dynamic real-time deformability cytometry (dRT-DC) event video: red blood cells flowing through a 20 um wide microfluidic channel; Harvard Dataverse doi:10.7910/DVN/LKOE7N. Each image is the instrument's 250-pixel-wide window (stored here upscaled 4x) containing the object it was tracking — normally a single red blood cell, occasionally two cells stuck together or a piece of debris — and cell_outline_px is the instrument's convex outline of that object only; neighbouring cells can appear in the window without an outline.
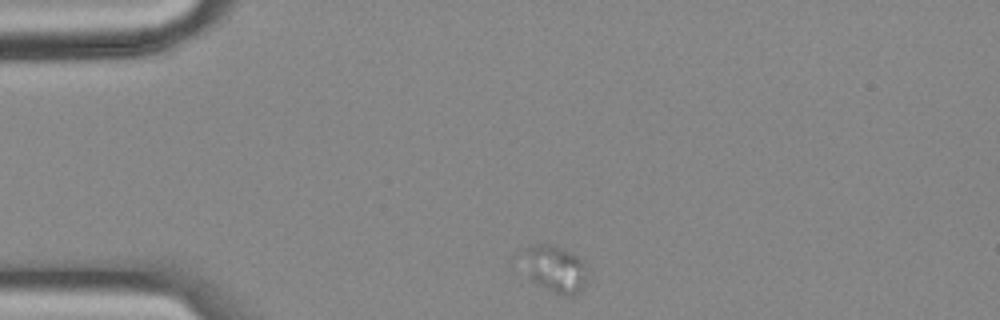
{"species": "common noctule bat (a hibernating species)", "species_latin": "Nyctalus noctula", "temperature_condition": "cold", "stored_images_in_passage": 39, "camera_frame_rate_fps": 3000, "um_per_image_px": 0.085, "animal": {"sex": "female", "body_mass_g": 18.4}, "frame": {"image": 1, "passage_image": 1, "time_ms": 0.0, "image_size_px": [1000, 320], "cell_outline_px": [[588, 280], [584, 288], [580, 292], [572, 296], [556, 292], [536, 284], [532, 280], [520, 252], [524, 248], [536, 244], [552, 244], [572, 252], [580, 256], [584, 260]], "centroid_in_image_um": [47.23, 22.82], "position_along_channel_um": 37.8, "area_um2": 17.86}}
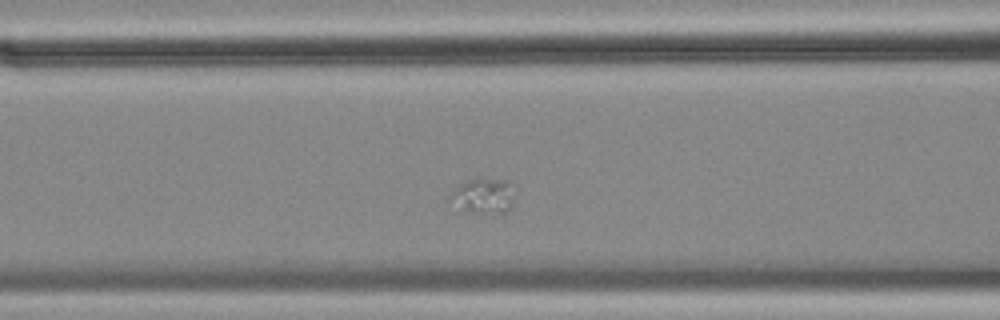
{"frame": {"image": 2, "passage_image": 12, "time_ms": 3.667, "image_size_px": [1000, 320], "cell_outline_px": [[512, 204], [504, 212], [452, 212], [448, 196], [460, 184], [468, 180], [504, 180], [508, 184], [512, 200]], "centroid_in_image_um": [40.89, 16.72], "position_along_channel_um": 125.7, "area_um2": 12.95}}
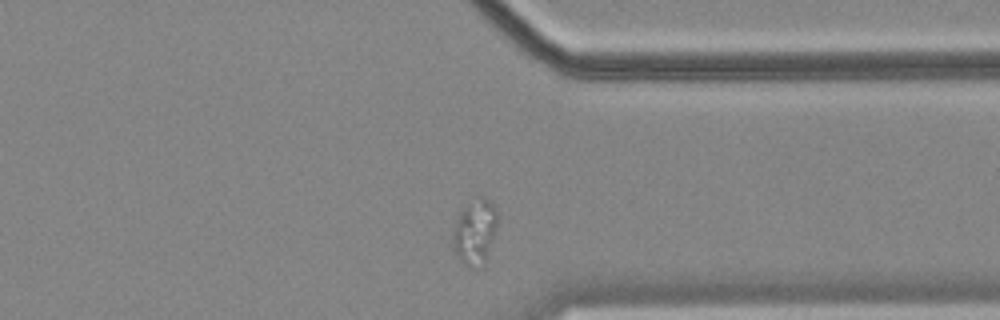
{"frame": {"image": 3, "passage_image": 34, "time_ms": 11.0, "image_size_px": [1000, 320], "cell_outline_px": [[496, 228], [484, 264], [464, 264], [460, 260], [452, 248], [452, 236], [456, 220], [460, 212], [464, 208], [480, 200], [488, 200], [496, 208]], "centroid_in_image_um": [40.34, 19.75], "position_along_channel_um": 371.1, "area_um2": 15.9}}